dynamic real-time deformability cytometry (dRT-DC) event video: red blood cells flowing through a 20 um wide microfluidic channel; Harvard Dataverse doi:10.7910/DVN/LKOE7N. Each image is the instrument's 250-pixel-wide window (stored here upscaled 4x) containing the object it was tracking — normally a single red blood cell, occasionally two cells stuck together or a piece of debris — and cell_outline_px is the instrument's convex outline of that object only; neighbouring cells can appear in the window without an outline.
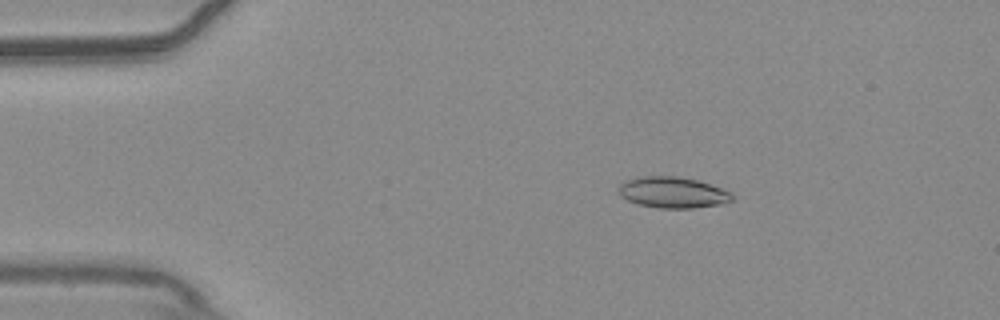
{"species": "common noctule bat (a hibernating species)", "species_latin": "Nyctalus noctula", "temperature_condition": "warm", "stored_images_in_passage": 55, "camera_frame_rate_fps": 3000, "um_per_image_px": 0.085, "animal": {"sex": "male", "body_mass_g": 20.4}, "frame": {"image": 1, "passage_image": 10, "time_ms": 3.0, "image_size_px": [1000, 320], "cell_outline_px": [[736, 196], [732, 200], [724, 204], [692, 208], [660, 208], [640, 204], [628, 200], [620, 196], [616, 188], [624, 180], [644, 176], [676, 176], [696, 180], [732, 192]], "centroid_in_image_um": [57.18, 16.36], "position_along_channel_um": 27.8, "area_um2": 20.63}}
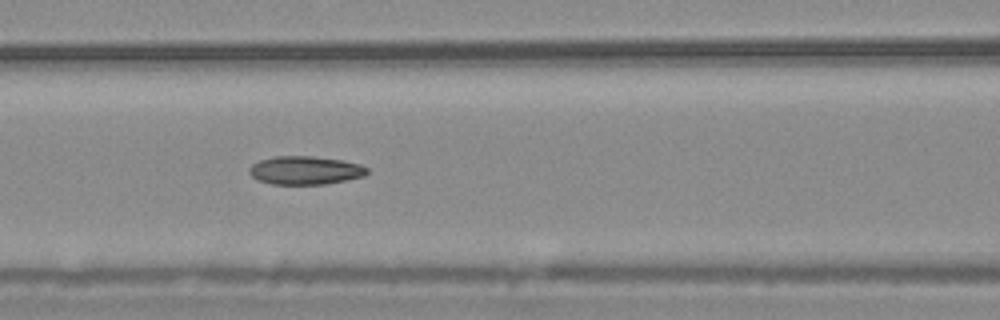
{"frame": {"image": 2, "passage_image": 24, "time_ms": 7.667, "image_size_px": [1000, 320], "cell_outline_px": [[368, 172], [364, 176], [324, 184], [272, 184], [256, 180], [248, 172], [248, 168], [252, 164], [260, 160], [276, 156], [312, 156], [340, 160], [360, 164], [368, 168]], "centroid_in_image_um": [25.9, 14.48], "position_along_channel_um": 140.7, "area_um2": 19.42}}
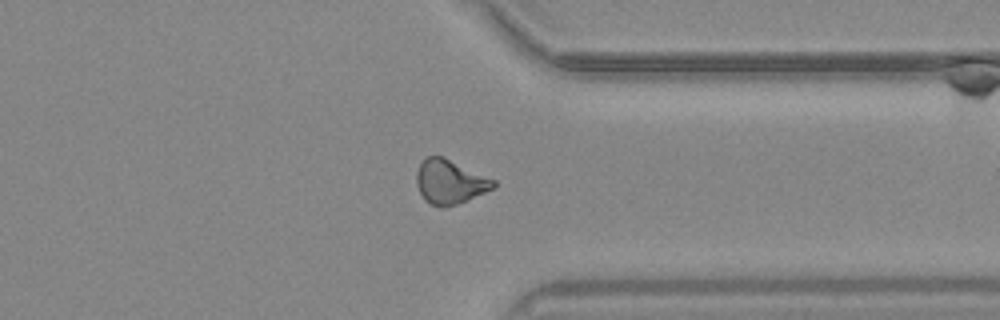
{"frame": {"image": 3, "passage_image": 43, "time_ms": 14.0, "image_size_px": [1000, 320], "cell_outline_px": [[496, 188], [468, 200], [444, 208], [440, 208], [424, 200], [416, 184], [416, 172], [420, 164], [428, 156], [444, 156], [496, 180]], "centroid_in_image_um": [38.26, 15.46], "position_along_channel_um": 373.1, "area_um2": 20.06}, "authors_computed_cell_mechanics": {"area_um2": 19.7676, "velocity_mm_per_s": 3.7044, "shape_relaxation_time_tau1_ms": null, "shape_relaxation_time_tau2_ms": 3.8911, "deformation_change_tau1": null, "deformation_change_tau2": 0.0894}}